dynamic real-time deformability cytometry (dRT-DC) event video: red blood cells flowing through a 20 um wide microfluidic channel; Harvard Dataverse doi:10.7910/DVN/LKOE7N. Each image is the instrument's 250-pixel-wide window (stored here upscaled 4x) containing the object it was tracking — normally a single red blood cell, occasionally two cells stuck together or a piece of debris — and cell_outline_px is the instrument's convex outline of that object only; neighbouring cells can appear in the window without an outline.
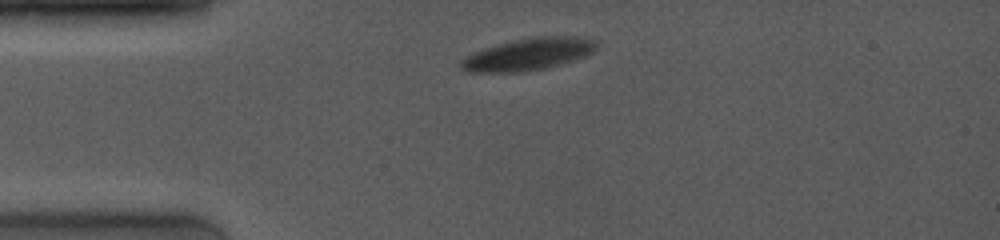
{"species": "common noctule bat (a hibernating species)", "species_latin": "Nyctalus noctula", "temperature_condition": "room temperature", "stored_images_in_passage": 14, "camera_frame_rate_fps": 4000, "um_per_image_px": 0.085, "animal": {"sex": "female", "body_mass_g": 19.0, "forearm_length_mm": 53.3}, "frame": {"image": 1, "passage_image": 1, "time_ms": 0.0, "image_size_px": [1000, 240], "cell_outline_px": [[596, 48], [592, 52], [584, 56], [572, 60], [544, 68], [520, 72], [464, 72], [456, 64], [464, 56], [472, 52], [496, 44], [512, 40], [536, 36], [576, 36], [596, 40]], "centroid_in_image_um": [44.8, 4.6], "position_along_channel_um": 40.2, "area_um2": 25.49}}
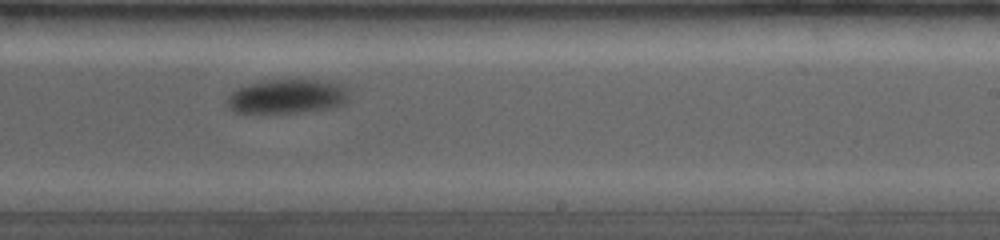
{"frame": {"image": 2, "passage_image": 13, "time_ms": 6.75, "image_size_px": [1000, 240], "cell_outline_px": [[348, 100], [344, 104], [332, 108], [296, 112], [232, 112], [228, 108], [228, 96], [236, 88], [248, 84], [264, 80], [324, 80], [340, 84], [348, 92]], "centroid_in_image_um": [24.4, 8.19], "position_along_channel_um": 264.6, "area_um2": 24.22}}
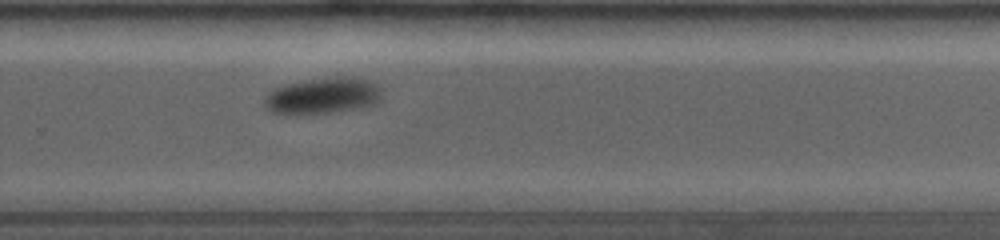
{"frame": {"image": 3, "passage_image": 14, "time_ms": 7.75, "image_size_px": [1000, 240], "cell_outline_px": [[384, 96], [380, 104], [364, 108], [336, 112], [300, 116], [296, 116], [272, 112], [264, 104], [264, 96], [268, 92], [276, 88], [288, 84], [304, 80], [336, 76], [352, 76], [376, 80], [384, 88]], "centroid_in_image_um": [27.6, 8.15], "position_along_channel_um": 302.2, "area_um2": 26.36}}